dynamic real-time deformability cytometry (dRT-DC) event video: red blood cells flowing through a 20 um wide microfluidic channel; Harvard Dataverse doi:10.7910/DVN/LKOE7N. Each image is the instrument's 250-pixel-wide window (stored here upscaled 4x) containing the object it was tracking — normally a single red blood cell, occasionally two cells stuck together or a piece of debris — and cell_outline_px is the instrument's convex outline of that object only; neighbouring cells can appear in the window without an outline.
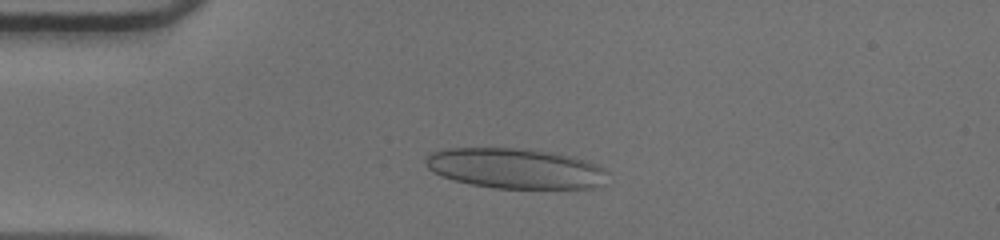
{"species": "human", "species_latin": "Homo sapiens", "temperature_condition": "warm", "stored_images_in_passage": 50, "camera_frame_rate_fps": 3000, "um_per_image_px": 0.085, "donor": {"sex": "male"}, "frame": {"image": 1, "passage_image": 10, "time_ms": 3.0, "image_size_px": [1000, 240], "cell_outline_px": [[608, 184], [592, 188], [492, 188], [472, 184], [456, 180], [432, 172], [424, 164], [424, 160], [432, 152], [448, 148], [520, 148], [552, 152], [572, 156], [588, 160], [604, 168], [608, 172]], "centroid_in_image_um": [43.88, 14.32], "position_along_channel_um": 41.1, "area_um2": 43.06}}
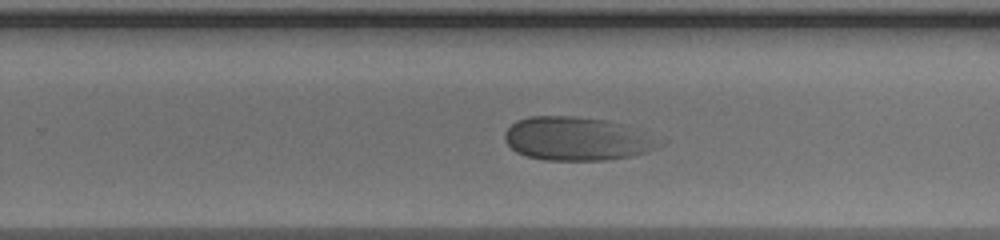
{"frame": {"image": 2, "passage_image": 31, "time_ms": 10.0, "image_size_px": [1000, 240], "cell_outline_px": [[668, 140], [664, 144], [656, 148], [632, 156], [604, 160], [544, 160], [528, 156], [516, 152], [504, 140], [504, 132], [516, 120], [528, 116], [576, 116], [608, 120]], "centroid_in_image_um": [49.06, 11.79], "position_along_channel_um": 280.7, "area_um2": 39.48}}
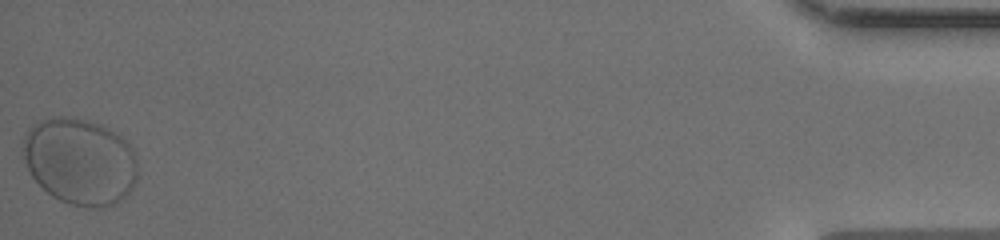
{"frame": {"image": 3, "passage_image": 50, "time_ms": 16.333, "image_size_px": [1000, 240], "cell_outline_px": [[136, 176], [132, 188], [116, 204], [104, 208], [84, 208], [68, 204], [52, 196], [32, 176], [24, 160], [20, 148], [20, 144], [28, 128], [40, 120], [52, 116], [68, 116], [88, 120], [100, 124], [116, 132], [132, 148], [136, 160]], "centroid_in_image_um": [6.75, 13.71], "position_along_channel_um": 428.4, "area_um2": 58.49}, "authors_computed_cell_mechanics": {"area_um2": 41.8183, "velocity_mm_per_s": 3.8205, "shape_relaxation_time_tau1_ms": 6.2796, "shape_relaxation_time_tau2_ms": null, "deformation_change_tau1": 0.139, "deformation_change_tau2": null}}